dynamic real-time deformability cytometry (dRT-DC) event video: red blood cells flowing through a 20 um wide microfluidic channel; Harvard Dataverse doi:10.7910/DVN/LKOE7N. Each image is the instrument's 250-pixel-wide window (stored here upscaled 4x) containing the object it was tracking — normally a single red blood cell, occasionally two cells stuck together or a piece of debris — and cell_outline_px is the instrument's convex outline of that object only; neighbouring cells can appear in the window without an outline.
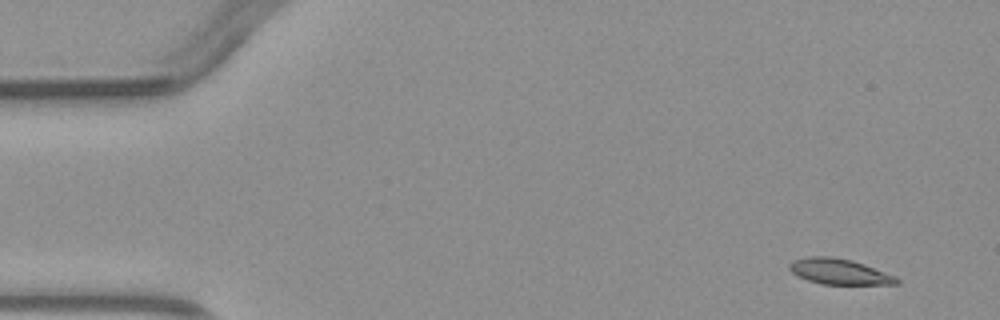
{"species": "common noctule bat (a hibernating species)", "species_latin": "Nyctalus noctula", "temperature_condition": "warm", "stored_images_in_passage": 3, "camera_frame_rate_fps": 3000, "um_per_image_px": 0.085, "animal": {"sex": "male", "body_mass_g": 23.1, "forearm_length_mm": 52.7}, "frame": {"image": 1, "passage_image": 1, "time_ms": 0.0, "image_size_px": [1000, 320], "cell_outline_px": [[900, 284], [824, 284], [808, 280], [792, 272], [788, 268], [788, 264], [792, 260], [808, 256], [832, 256], [852, 260], [864, 264], [896, 276], [900, 280]], "centroid_in_image_um": [71.34, 23.07], "position_along_channel_um": 13.7, "area_um2": 16.01}}